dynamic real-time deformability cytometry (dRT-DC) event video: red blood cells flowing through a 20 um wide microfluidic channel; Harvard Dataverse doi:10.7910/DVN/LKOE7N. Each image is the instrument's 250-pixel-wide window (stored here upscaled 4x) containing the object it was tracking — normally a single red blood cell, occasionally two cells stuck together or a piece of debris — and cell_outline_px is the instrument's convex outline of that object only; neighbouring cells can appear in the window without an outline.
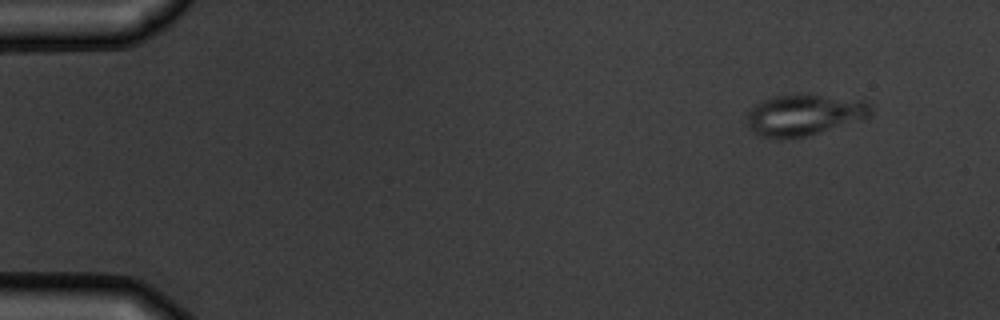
{"species": "common noctule bat (a hibernating species)", "species_latin": "Nyctalus noctula", "temperature_condition": "warm", "stored_images_in_passage": 6, "camera_frame_rate_fps": 3000, "um_per_image_px": 0.085, "animal": {"sex": "male", "body_mass_g": 19.5, "forearm_length_mm": 54.6}, "frame": {"image": 1, "passage_image": 6, "time_ms": 6.0, "image_size_px": [1000, 320], "cell_outline_px": [[872, 112], [864, 120], [808, 136], [780, 140], [760, 136], [752, 132], [744, 116], [756, 104], [772, 96], [796, 92], [812, 92], [864, 100], [872, 104]], "centroid_in_image_um": [68.38, 9.74], "position_along_channel_um": 16.6, "area_um2": 31.27}}